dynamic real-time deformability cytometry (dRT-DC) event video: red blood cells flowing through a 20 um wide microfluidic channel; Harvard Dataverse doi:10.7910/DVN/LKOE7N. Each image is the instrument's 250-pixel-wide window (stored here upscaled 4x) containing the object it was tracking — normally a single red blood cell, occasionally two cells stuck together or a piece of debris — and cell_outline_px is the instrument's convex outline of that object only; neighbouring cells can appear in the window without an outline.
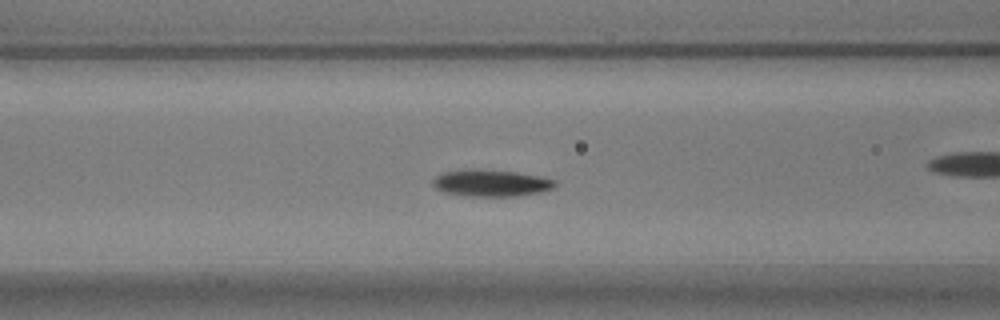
{"species": "common noctule bat (a hibernating species)", "species_latin": "Nyctalus noctula", "temperature_condition": "warm", "stored_images_in_passage": 20, "camera_frame_rate_fps": 3000, "um_per_image_px": 0.085, "animal": {"sex": "male", "body_mass_g": 17.9}, "frame": {"image": 1, "passage_image": 11, "time_ms": 3.333, "image_size_px": [1000, 320], "cell_outline_px": [[556, 184], [552, 188], [540, 192], [520, 196], [464, 196], [444, 192], [436, 188], [432, 184], [432, 180], [436, 176], [444, 172], [516, 172], [540, 176], [556, 180]], "centroid_in_image_um": [41.79, 15.62], "position_along_channel_um": 124.8, "area_um2": 18.15}}
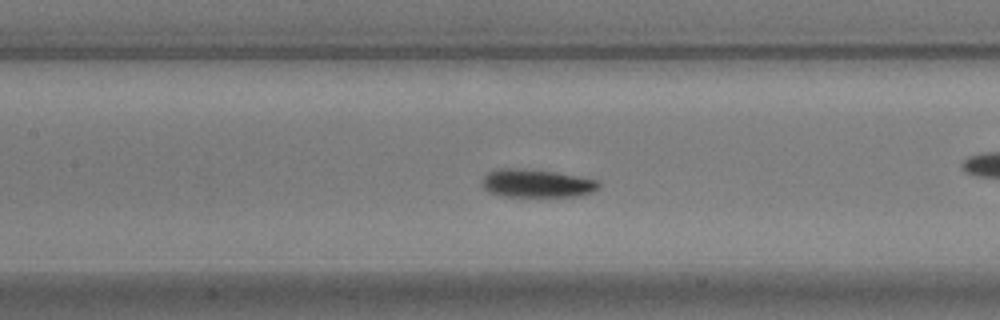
{"frame": {"image": 2, "passage_image": 14, "time_ms": 4.333, "image_size_px": [1000, 320], "cell_outline_px": [[600, 188], [592, 192], [576, 196], [500, 196], [488, 192], [484, 188], [480, 180], [488, 172], [496, 168], [520, 168], [556, 172], [580, 176], [596, 180], [600, 184]], "centroid_in_image_um": [45.58, 15.57], "position_along_channel_um": 161.8, "area_um2": 19.31}}